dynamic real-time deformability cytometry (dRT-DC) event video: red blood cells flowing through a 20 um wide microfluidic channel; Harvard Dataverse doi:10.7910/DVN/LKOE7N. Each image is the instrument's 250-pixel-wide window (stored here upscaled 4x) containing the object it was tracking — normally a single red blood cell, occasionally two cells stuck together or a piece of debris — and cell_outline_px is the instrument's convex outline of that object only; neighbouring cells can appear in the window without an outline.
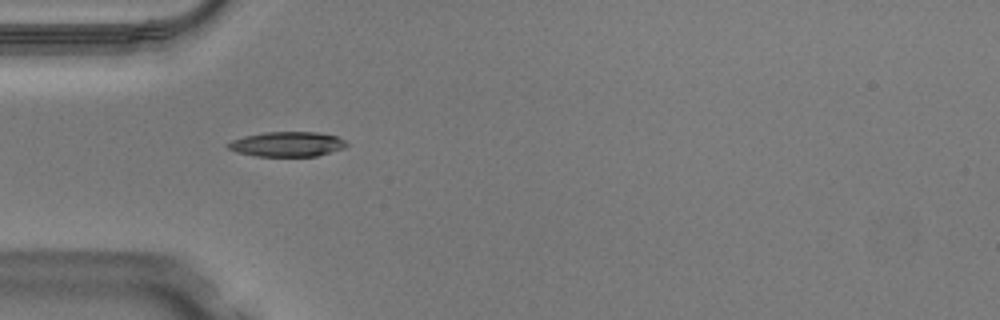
{"species": "Egyptian fruit bat (a non-hibernating species)", "species_latin": "Rousettus aegyptiacus", "temperature_condition": "warm", "stored_images_in_passage": 35, "camera_frame_rate_fps": 3000, "um_per_image_px": 0.085, "animal": {"sex": "male"}, "frame": {"image": 1, "passage_image": 1, "time_ms": 0.0, "image_size_px": [1000, 320], "cell_outline_px": [[348, 144], [344, 148], [316, 156], [256, 156], [236, 152], [228, 148], [224, 144], [232, 140], [244, 136], [264, 132], [316, 132], [336, 136], [344, 140]], "centroid_in_image_um": [24.37, 12.25], "position_along_channel_um": 60.6, "area_um2": 17.17}}
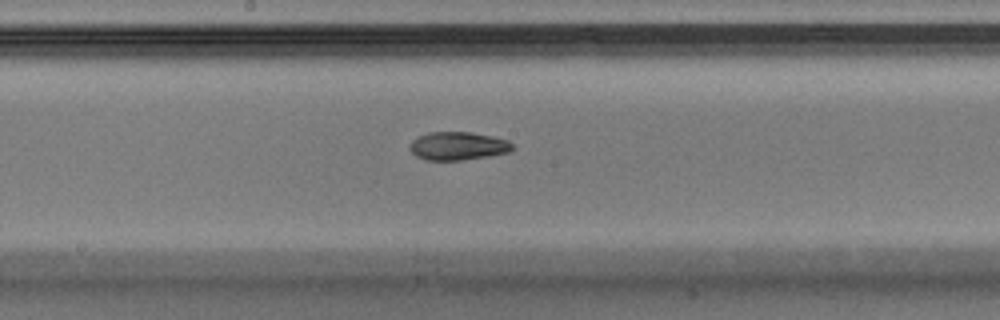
{"frame": {"image": 2, "passage_image": 12, "time_ms": 3.667, "image_size_px": [1000, 320], "cell_outline_px": [[512, 148], [508, 152], [488, 156], [460, 160], [424, 160], [416, 156], [408, 148], [408, 144], [412, 140], [428, 132], [472, 132], [492, 136], [508, 140], [512, 144]], "centroid_in_image_um": [38.88, 12.4], "position_along_channel_um": 209.3, "area_um2": 16.88}}
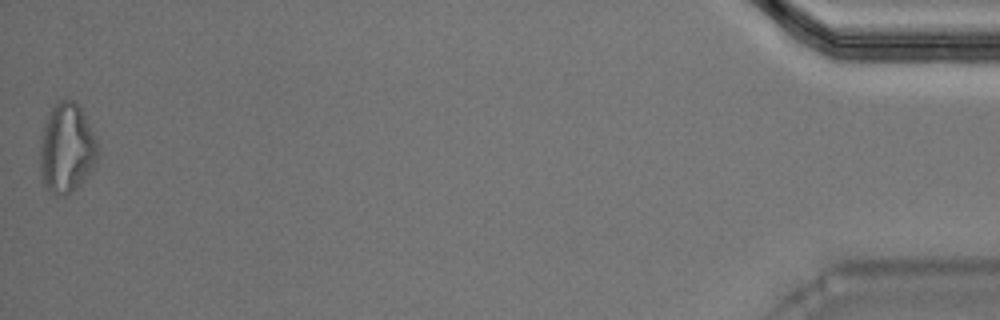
{"frame": {"image": 3, "passage_image": 35, "time_ms": 11.333, "image_size_px": [1000, 320], "cell_outline_px": [[96, 164], [84, 180], [72, 192], [64, 196], [56, 196], [44, 188], [40, 172], [40, 136], [44, 124], [52, 108], [60, 100], [72, 100], [80, 108], [96, 140]], "centroid_in_image_um": [5.62, 12.67], "position_along_channel_um": 429.6, "area_um2": 29.94}, "authors_computed_cell_mechanics": {"area_um2": 17.2822, "velocity_mm_per_s": 4.0954, "shape_relaxation_time_tau1_ms": 5.0636, "shape_relaxation_time_tau2_ms": 10.2392, "deformation_change_tau1": 0.1923, "deformation_change_tau2": 0.1672}}